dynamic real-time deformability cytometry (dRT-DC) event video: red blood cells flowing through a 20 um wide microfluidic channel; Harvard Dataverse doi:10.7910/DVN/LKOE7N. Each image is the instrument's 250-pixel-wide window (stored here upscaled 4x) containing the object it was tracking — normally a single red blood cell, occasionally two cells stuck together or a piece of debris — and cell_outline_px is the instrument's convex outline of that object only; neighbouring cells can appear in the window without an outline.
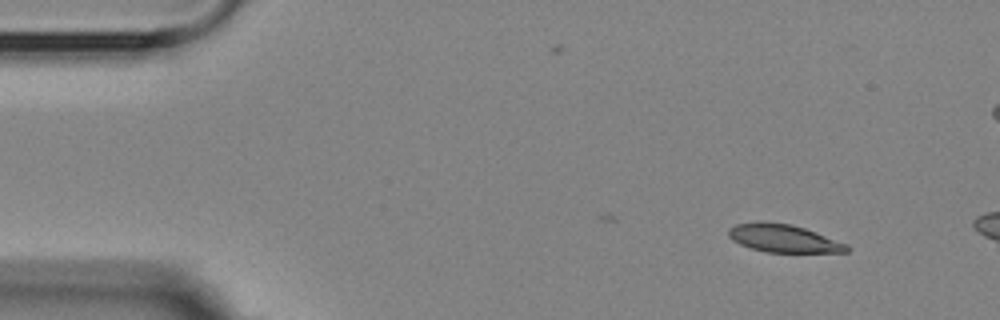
{"species": "Egyptian fruit bat (a non-hibernating species)", "species_latin": "Rousettus aegyptiacus", "temperature_condition": "room temperature", "stored_images_in_passage": 4, "camera_frame_rate_fps": 3000, "um_per_image_px": 0.085, "animal": {"sex": "female"}, "frame": {"image": 1, "passage_image": 2, "time_ms": 2.0, "image_size_px": [1000, 320], "cell_outline_px": [[852, 248], [848, 252], [768, 252], [752, 248], [740, 244], [732, 240], [728, 236], [728, 228], [736, 224], [760, 220], [792, 224], [816, 232], [848, 244]], "centroid_in_image_um": [66.6, 20.24], "position_along_channel_um": 18.4, "area_um2": 19.42}}